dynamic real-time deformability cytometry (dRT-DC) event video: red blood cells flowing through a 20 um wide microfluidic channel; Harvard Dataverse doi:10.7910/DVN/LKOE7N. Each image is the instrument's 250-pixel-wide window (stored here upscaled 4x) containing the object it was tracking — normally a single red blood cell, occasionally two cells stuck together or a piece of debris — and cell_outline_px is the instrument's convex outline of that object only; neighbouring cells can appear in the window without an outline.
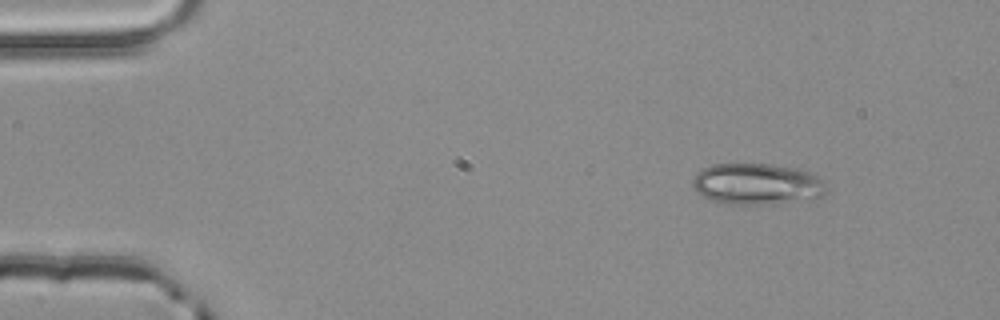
{"species": "common noctule bat (a hibernating species)", "species_latin": "Nyctalus noctula", "temperature_condition": "room temperature", "stored_images_in_passage": 2, "camera_frame_rate_fps": 3000, "um_per_image_px": 0.085, "animal": {"sex": "male", "body_mass_g": 20.4}, "frame": {"image": 1, "passage_image": 1, "time_ms": 0.0, "image_size_px": [1000, 320], "cell_outline_px": [[828, 192], [820, 196], [764, 204], [736, 204], [708, 200], [692, 188], [692, 180], [696, 172], [712, 164], [768, 164], [796, 168], [816, 176], [828, 188]], "centroid_in_image_um": [64.25, 15.62], "position_along_channel_um": 20.7, "area_um2": 31.62}}